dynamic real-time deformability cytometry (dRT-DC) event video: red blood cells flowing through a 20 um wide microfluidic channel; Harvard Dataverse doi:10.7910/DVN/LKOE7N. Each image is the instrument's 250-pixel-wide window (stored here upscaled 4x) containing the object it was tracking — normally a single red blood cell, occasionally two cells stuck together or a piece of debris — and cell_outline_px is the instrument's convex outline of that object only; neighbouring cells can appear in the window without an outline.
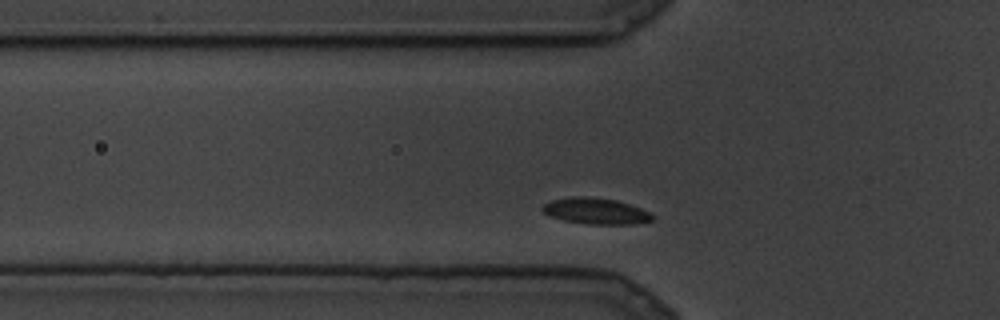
{"species": "common noctule bat (a hibernating species)", "species_latin": "Nyctalus noctula", "temperature_condition": "cold", "stored_images_in_passage": 5, "camera_frame_rate_fps": 3000, "um_per_image_px": 0.085, "animal": {"sex": "male", "body_mass_g": 19.5, "forearm_length_mm": 54.6}, "frame": {"image": 1, "passage_image": 2, "time_ms": 0.333, "image_size_px": [1000, 320], "cell_outline_px": [[656, 220], [636, 224], [588, 224], [564, 220], [548, 216], [540, 208], [544, 204], [552, 200], [572, 196], [588, 196], [616, 200], [640, 208], [656, 216]], "centroid_in_image_um": [50.65, 17.94], "position_along_channel_um": 75.1, "area_um2": 16.88}}
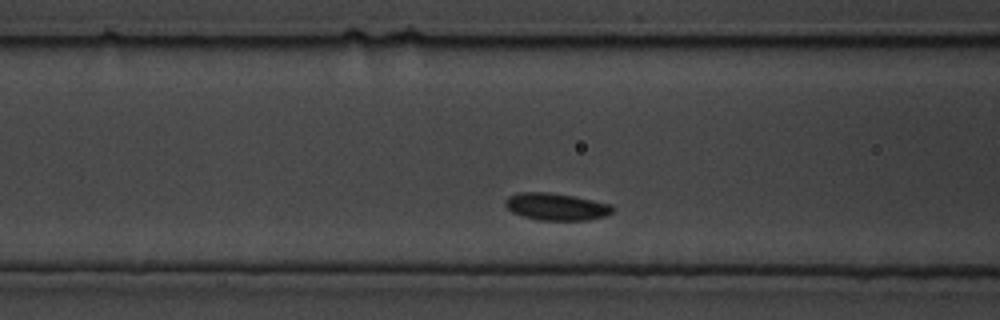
{"frame": {"image": 2, "passage_image": 4, "time_ms": 1.0, "image_size_px": [1000, 320], "cell_outline_px": [[616, 208], [612, 212], [604, 216], [588, 220], [536, 220], [512, 212], [504, 204], [504, 200], [508, 196], [516, 192], [548, 192], [572, 196], [612, 204]], "centroid_in_image_um": [47.27, 17.56], "position_along_channel_um": 119.3, "area_um2": 17.05}}